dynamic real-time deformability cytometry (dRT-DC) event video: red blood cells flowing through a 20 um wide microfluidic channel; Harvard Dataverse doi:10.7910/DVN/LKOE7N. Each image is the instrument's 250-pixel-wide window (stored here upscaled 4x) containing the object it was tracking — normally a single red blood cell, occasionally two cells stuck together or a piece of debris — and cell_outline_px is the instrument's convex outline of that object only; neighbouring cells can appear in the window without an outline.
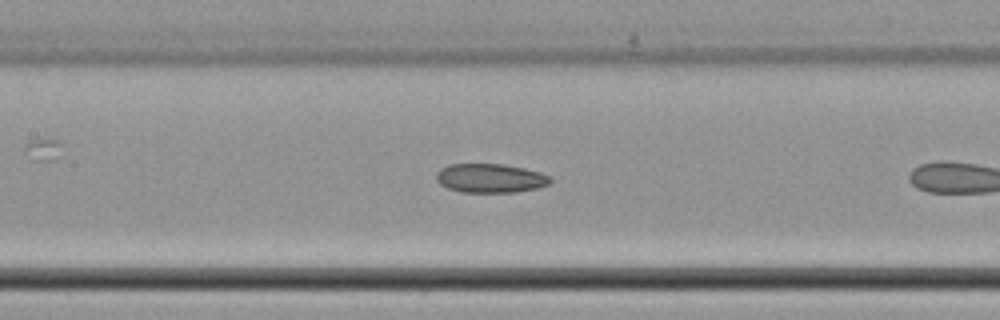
{"species": "common noctule bat (a hibernating species)", "species_latin": "Nyctalus noctula", "temperature_condition": "cold", "stored_images_in_passage": 17, "camera_frame_rate_fps": 3000, "um_per_image_px": 0.085, "animal": {"sex": "female", "body_mass_g": 22.7, "forearm_length_mm": 54.2}, "frame": {"image": 1, "passage_image": 10, "time_ms": 3.0, "image_size_px": [1000, 320], "cell_outline_px": [[552, 180], [548, 184], [536, 188], [516, 192], [460, 192], [448, 188], [440, 184], [436, 180], [436, 172], [440, 168], [448, 164], [504, 164], [524, 168], [540, 172], [552, 176]], "centroid_in_image_um": [41.67, 15.14], "position_along_channel_um": 165.7, "area_um2": 19.42}}